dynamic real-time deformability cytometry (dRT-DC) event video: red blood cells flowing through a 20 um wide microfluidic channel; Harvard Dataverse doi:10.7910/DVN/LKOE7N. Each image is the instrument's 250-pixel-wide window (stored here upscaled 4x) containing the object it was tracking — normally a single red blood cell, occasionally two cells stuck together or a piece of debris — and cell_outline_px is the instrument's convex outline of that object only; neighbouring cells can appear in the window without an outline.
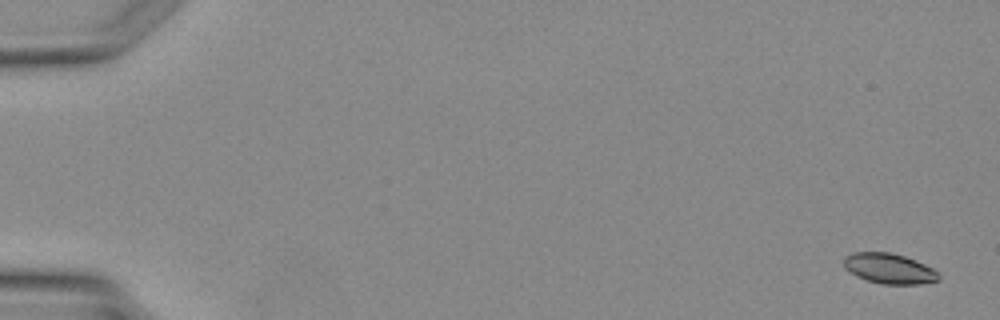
{"species": "Egyptian fruit bat (a non-hibernating species)", "species_latin": "Rousettus aegyptiacus", "temperature_condition": "warm", "stored_images_in_passage": 4, "camera_frame_rate_fps": 3000, "um_per_image_px": 0.085, "animal": {"sex": "female"}, "frame": {"image": 1, "passage_image": 1, "time_ms": 0.0, "image_size_px": [1000, 320], "cell_outline_px": [[940, 280], [920, 284], [880, 284], [856, 276], [844, 268], [844, 256], [852, 252], [892, 252], [916, 260], [940, 272]], "centroid_in_image_um": [75.59, 22.82], "position_along_channel_um": 9.4, "area_um2": 16.94}}